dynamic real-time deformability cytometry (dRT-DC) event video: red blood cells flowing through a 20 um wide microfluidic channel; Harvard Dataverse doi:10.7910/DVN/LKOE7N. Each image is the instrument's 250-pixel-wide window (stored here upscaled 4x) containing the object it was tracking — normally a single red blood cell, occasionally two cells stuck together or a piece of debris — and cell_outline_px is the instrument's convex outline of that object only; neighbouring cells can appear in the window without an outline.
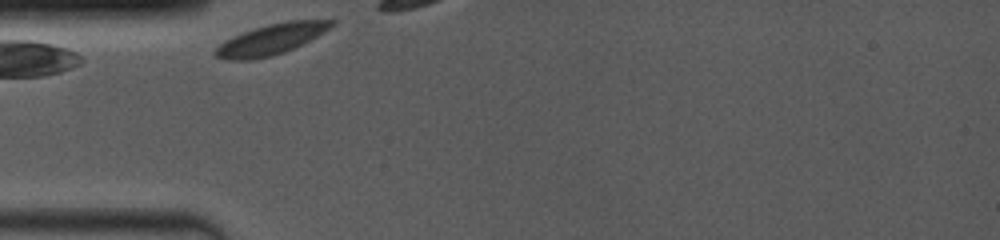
{"species": "common noctule bat (a hibernating species)", "species_latin": "Nyctalus noctula", "temperature_condition": "room temperature", "stored_images_in_passage": 4, "camera_frame_rate_fps": 4000, "um_per_image_px": 0.085, "animal": {"sex": "female", "body_mass_g": 19.0, "forearm_length_mm": 53.3}, "frame": {"image": 1, "passage_image": 1, "time_ms": 0.0, "image_size_px": [1000, 240], "cell_outline_px": [[336, 24], [324, 32], [284, 52], [272, 56], [248, 60], [228, 60], [216, 56], [212, 52], [220, 44], [244, 32], [268, 24], [288, 20], [336, 20]], "centroid_in_image_um": [23.06, 3.34], "position_along_channel_um": 61.9, "area_um2": 20.23}}